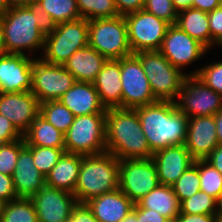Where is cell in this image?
Masks as SVG:
<instances>
[{
  "mask_svg": "<svg viewBox=\"0 0 222 222\" xmlns=\"http://www.w3.org/2000/svg\"><path fill=\"white\" fill-rule=\"evenodd\" d=\"M30 200L36 210L38 222H66L77 204L73 193L48 185L31 196Z\"/></svg>",
  "mask_w": 222,
  "mask_h": 222,
  "instance_id": "cell-15",
  "label": "cell"
},
{
  "mask_svg": "<svg viewBox=\"0 0 222 222\" xmlns=\"http://www.w3.org/2000/svg\"><path fill=\"white\" fill-rule=\"evenodd\" d=\"M23 135L16 129L13 123L0 114V144L22 139Z\"/></svg>",
  "mask_w": 222,
  "mask_h": 222,
  "instance_id": "cell-41",
  "label": "cell"
},
{
  "mask_svg": "<svg viewBox=\"0 0 222 222\" xmlns=\"http://www.w3.org/2000/svg\"><path fill=\"white\" fill-rule=\"evenodd\" d=\"M66 222H98L86 203H77Z\"/></svg>",
  "mask_w": 222,
  "mask_h": 222,
  "instance_id": "cell-42",
  "label": "cell"
},
{
  "mask_svg": "<svg viewBox=\"0 0 222 222\" xmlns=\"http://www.w3.org/2000/svg\"><path fill=\"white\" fill-rule=\"evenodd\" d=\"M152 153L185 144L188 117L171 101H157L135 109Z\"/></svg>",
  "mask_w": 222,
  "mask_h": 222,
  "instance_id": "cell-1",
  "label": "cell"
},
{
  "mask_svg": "<svg viewBox=\"0 0 222 222\" xmlns=\"http://www.w3.org/2000/svg\"><path fill=\"white\" fill-rule=\"evenodd\" d=\"M33 155L35 167L46 177L51 169L58 163L65 152V148H52L42 146H27Z\"/></svg>",
  "mask_w": 222,
  "mask_h": 222,
  "instance_id": "cell-36",
  "label": "cell"
},
{
  "mask_svg": "<svg viewBox=\"0 0 222 222\" xmlns=\"http://www.w3.org/2000/svg\"><path fill=\"white\" fill-rule=\"evenodd\" d=\"M107 61L97 50L86 46L73 53L63 64L77 82H93Z\"/></svg>",
  "mask_w": 222,
  "mask_h": 222,
  "instance_id": "cell-24",
  "label": "cell"
},
{
  "mask_svg": "<svg viewBox=\"0 0 222 222\" xmlns=\"http://www.w3.org/2000/svg\"><path fill=\"white\" fill-rule=\"evenodd\" d=\"M172 2L175 10L178 13L193 6V0H172Z\"/></svg>",
  "mask_w": 222,
  "mask_h": 222,
  "instance_id": "cell-50",
  "label": "cell"
},
{
  "mask_svg": "<svg viewBox=\"0 0 222 222\" xmlns=\"http://www.w3.org/2000/svg\"><path fill=\"white\" fill-rule=\"evenodd\" d=\"M159 183L172 186L178 178L191 166L194 159L184 144L174 145L153 153Z\"/></svg>",
  "mask_w": 222,
  "mask_h": 222,
  "instance_id": "cell-19",
  "label": "cell"
},
{
  "mask_svg": "<svg viewBox=\"0 0 222 222\" xmlns=\"http://www.w3.org/2000/svg\"><path fill=\"white\" fill-rule=\"evenodd\" d=\"M0 198L5 202L18 198L10 175L0 173Z\"/></svg>",
  "mask_w": 222,
  "mask_h": 222,
  "instance_id": "cell-43",
  "label": "cell"
},
{
  "mask_svg": "<svg viewBox=\"0 0 222 222\" xmlns=\"http://www.w3.org/2000/svg\"><path fill=\"white\" fill-rule=\"evenodd\" d=\"M153 159L119 160V189L135 204L159 185Z\"/></svg>",
  "mask_w": 222,
  "mask_h": 222,
  "instance_id": "cell-10",
  "label": "cell"
},
{
  "mask_svg": "<svg viewBox=\"0 0 222 222\" xmlns=\"http://www.w3.org/2000/svg\"><path fill=\"white\" fill-rule=\"evenodd\" d=\"M25 147V139L0 144V173L13 175L19 152Z\"/></svg>",
  "mask_w": 222,
  "mask_h": 222,
  "instance_id": "cell-37",
  "label": "cell"
},
{
  "mask_svg": "<svg viewBox=\"0 0 222 222\" xmlns=\"http://www.w3.org/2000/svg\"><path fill=\"white\" fill-rule=\"evenodd\" d=\"M26 146L65 148L64 134L40 115L23 135Z\"/></svg>",
  "mask_w": 222,
  "mask_h": 222,
  "instance_id": "cell-28",
  "label": "cell"
},
{
  "mask_svg": "<svg viewBox=\"0 0 222 222\" xmlns=\"http://www.w3.org/2000/svg\"><path fill=\"white\" fill-rule=\"evenodd\" d=\"M141 62L157 101L175 102L188 74L174 67L158 51H142L134 54Z\"/></svg>",
  "mask_w": 222,
  "mask_h": 222,
  "instance_id": "cell-6",
  "label": "cell"
},
{
  "mask_svg": "<svg viewBox=\"0 0 222 222\" xmlns=\"http://www.w3.org/2000/svg\"><path fill=\"white\" fill-rule=\"evenodd\" d=\"M143 9L170 25L176 24L178 12L175 10L172 0H145Z\"/></svg>",
  "mask_w": 222,
  "mask_h": 222,
  "instance_id": "cell-39",
  "label": "cell"
},
{
  "mask_svg": "<svg viewBox=\"0 0 222 222\" xmlns=\"http://www.w3.org/2000/svg\"><path fill=\"white\" fill-rule=\"evenodd\" d=\"M177 98L176 107L188 118L212 116L222 109V96L189 73Z\"/></svg>",
  "mask_w": 222,
  "mask_h": 222,
  "instance_id": "cell-11",
  "label": "cell"
},
{
  "mask_svg": "<svg viewBox=\"0 0 222 222\" xmlns=\"http://www.w3.org/2000/svg\"><path fill=\"white\" fill-rule=\"evenodd\" d=\"M36 8L48 27L81 18L76 0H39Z\"/></svg>",
  "mask_w": 222,
  "mask_h": 222,
  "instance_id": "cell-29",
  "label": "cell"
},
{
  "mask_svg": "<svg viewBox=\"0 0 222 222\" xmlns=\"http://www.w3.org/2000/svg\"><path fill=\"white\" fill-rule=\"evenodd\" d=\"M216 135L218 145H222V109H220L215 115Z\"/></svg>",
  "mask_w": 222,
  "mask_h": 222,
  "instance_id": "cell-49",
  "label": "cell"
},
{
  "mask_svg": "<svg viewBox=\"0 0 222 222\" xmlns=\"http://www.w3.org/2000/svg\"><path fill=\"white\" fill-rule=\"evenodd\" d=\"M120 15H126L144 8L145 0H115Z\"/></svg>",
  "mask_w": 222,
  "mask_h": 222,
  "instance_id": "cell-44",
  "label": "cell"
},
{
  "mask_svg": "<svg viewBox=\"0 0 222 222\" xmlns=\"http://www.w3.org/2000/svg\"><path fill=\"white\" fill-rule=\"evenodd\" d=\"M190 75H196L206 86L222 96V60L190 72Z\"/></svg>",
  "mask_w": 222,
  "mask_h": 222,
  "instance_id": "cell-38",
  "label": "cell"
},
{
  "mask_svg": "<svg viewBox=\"0 0 222 222\" xmlns=\"http://www.w3.org/2000/svg\"><path fill=\"white\" fill-rule=\"evenodd\" d=\"M88 20L80 18L48 28L41 59L49 64L63 65L77 50L88 46Z\"/></svg>",
  "mask_w": 222,
  "mask_h": 222,
  "instance_id": "cell-5",
  "label": "cell"
},
{
  "mask_svg": "<svg viewBox=\"0 0 222 222\" xmlns=\"http://www.w3.org/2000/svg\"><path fill=\"white\" fill-rule=\"evenodd\" d=\"M119 188V159L111 153L83 156L75 187L77 203Z\"/></svg>",
  "mask_w": 222,
  "mask_h": 222,
  "instance_id": "cell-4",
  "label": "cell"
},
{
  "mask_svg": "<svg viewBox=\"0 0 222 222\" xmlns=\"http://www.w3.org/2000/svg\"><path fill=\"white\" fill-rule=\"evenodd\" d=\"M82 157L80 154L64 152L45 177L46 185L74 193Z\"/></svg>",
  "mask_w": 222,
  "mask_h": 222,
  "instance_id": "cell-25",
  "label": "cell"
},
{
  "mask_svg": "<svg viewBox=\"0 0 222 222\" xmlns=\"http://www.w3.org/2000/svg\"><path fill=\"white\" fill-rule=\"evenodd\" d=\"M219 213L222 215V199L221 201L219 202Z\"/></svg>",
  "mask_w": 222,
  "mask_h": 222,
  "instance_id": "cell-58",
  "label": "cell"
},
{
  "mask_svg": "<svg viewBox=\"0 0 222 222\" xmlns=\"http://www.w3.org/2000/svg\"><path fill=\"white\" fill-rule=\"evenodd\" d=\"M165 222H180L178 217L175 218H167Z\"/></svg>",
  "mask_w": 222,
  "mask_h": 222,
  "instance_id": "cell-56",
  "label": "cell"
},
{
  "mask_svg": "<svg viewBox=\"0 0 222 222\" xmlns=\"http://www.w3.org/2000/svg\"><path fill=\"white\" fill-rule=\"evenodd\" d=\"M208 21L211 35V48L216 44L222 47V5L208 12Z\"/></svg>",
  "mask_w": 222,
  "mask_h": 222,
  "instance_id": "cell-40",
  "label": "cell"
},
{
  "mask_svg": "<svg viewBox=\"0 0 222 222\" xmlns=\"http://www.w3.org/2000/svg\"><path fill=\"white\" fill-rule=\"evenodd\" d=\"M10 7L36 6L39 0H8Z\"/></svg>",
  "mask_w": 222,
  "mask_h": 222,
  "instance_id": "cell-51",
  "label": "cell"
},
{
  "mask_svg": "<svg viewBox=\"0 0 222 222\" xmlns=\"http://www.w3.org/2000/svg\"><path fill=\"white\" fill-rule=\"evenodd\" d=\"M74 116L106 113L99 94L91 82H77L59 99Z\"/></svg>",
  "mask_w": 222,
  "mask_h": 222,
  "instance_id": "cell-21",
  "label": "cell"
},
{
  "mask_svg": "<svg viewBox=\"0 0 222 222\" xmlns=\"http://www.w3.org/2000/svg\"><path fill=\"white\" fill-rule=\"evenodd\" d=\"M219 202L206 192L198 191L180 203V212L186 214L217 215Z\"/></svg>",
  "mask_w": 222,
  "mask_h": 222,
  "instance_id": "cell-34",
  "label": "cell"
},
{
  "mask_svg": "<svg viewBox=\"0 0 222 222\" xmlns=\"http://www.w3.org/2000/svg\"><path fill=\"white\" fill-rule=\"evenodd\" d=\"M75 83L76 79L63 65L46 63L40 57L34 59L31 92L40 103L58 100Z\"/></svg>",
  "mask_w": 222,
  "mask_h": 222,
  "instance_id": "cell-12",
  "label": "cell"
},
{
  "mask_svg": "<svg viewBox=\"0 0 222 222\" xmlns=\"http://www.w3.org/2000/svg\"><path fill=\"white\" fill-rule=\"evenodd\" d=\"M217 215L179 213L180 222H216Z\"/></svg>",
  "mask_w": 222,
  "mask_h": 222,
  "instance_id": "cell-46",
  "label": "cell"
},
{
  "mask_svg": "<svg viewBox=\"0 0 222 222\" xmlns=\"http://www.w3.org/2000/svg\"><path fill=\"white\" fill-rule=\"evenodd\" d=\"M176 25L208 50L211 48L208 12L192 7L180 11L177 16Z\"/></svg>",
  "mask_w": 222,
  "mask_h": 222,
  "instance_id": "cell-26",
  "label": "cell"
},
{
  "mask_svg": "<svg viewBox=\"0 0 222 222\" xmlns=\"http://www.w3.org/2000/svg\"><path fill=\"white\" fill-rule=\"evenodd\" d=\"M92 83L106 109L121 108V59L107 60Z\"/></svg>",
  "mask_w": 222,
  "mask_h": 222,
  "instance_id": "cell-22",
  "label": "cell"
},
{
  "mask_svg": "<svg viewBox=\"0 0 222 222\" xmlns=\"http://www.w3.org/2000/svg\"><path fill=\"white\" fill-rule=\"evenodd\" d=\"M120 222H137V203L133 209Z\"/></svg>",
  "mask_w": 222,
  "mask_h": 222,
  "instance_id": "cell-52",
  "label": "cell"
},
{
  "mask_svg": "<svg viewBox=\"0 0 222 222\" xmlns=\"http://www.w3.org/2000/svg\"><path fill=\"white\" fill-rule=\"evenodd\" d=\"M5 203L6 202L0 198V216H1L2 212H3Z\"/></svg>",
  "mask_w": 222,
  "mask_h": 222,
  "instance_id": "cell-55",
  "label": "cell"
},
{
  "mask_svg": "<svg viewBox=\"0 0 222 222\" xmlns=\"http://www.w3.org/2000/svg\"><path fill=\"white\" fill-rule=\"evenodd\" d=\"M216 222H222V215L220 213L216 216Z\"/></svg>",
  "mask_w": 222,
  "mask_h": 222,
  "instance_id": "cell-57",
  "label": "cell"
},
{
  "mask_svg": "<svg viewBox=\"0 0 222 222\" xmlns=\"http://www.w3.org/2000/svg\"><path fill=\"white\" fill-rule=\"evenodd\" d=\"M184 145L194 160H204L218 146L214 115L188 118Z\"/></svg>",
  "mask_w": 222,
  "mask_h": 222,
  "instance_id": "cell-18",
  "label": "cell"
},
{
  "mask_svg": "<svg viewBox=\"0 0 222 222\" xmlns=\"http://www.w3.org/2000/svg\"><path fill=\"white\" fill-rule=\"evenodd\" d=\"M88 45L107 60H119L132 55L128 28L123 15L113 18L88 20Z\"/></svg>",
  "mask_w": 222,
  "mask_h": 222,
  "instance_id": "cell-8",
  "label": "cell"
},
{
  "mask_svg": "<svg viewBox=\"0 0 222 222\" xmlns=\"http://www.w3.org/2000/svg\"><path fill=\"white\" fill-rule=\"evenodd\" d=\"M137 203L142 208L154 210L166 218H175L180 213V201L172 186L159 184Z\"/></svg>",
  "mask_w": 222,
  "mask_h": 222,
  "instance_id": "cell-27",
  "label": "cell"
},
{
  "mask_svg": "<svg viewBox=\"0 0 222 222\" xmlns=\"http://www.w3.org/2000/svg\"><path fill=\"white\" fill-rule=\"evenodd\" d=\"M0 114L24 135L40 114V102L31 91L0 93Z\"/></svg>",
  "mask_w": 222,
  "mask_h": 222,
  "instance_id": "cell-16",
  "label": "cell"
},
{
  "mask_svg": "<svg viewBox=\"0 0 222 222\" xmlns=\"http://www.w3.org/2000/svg\"><path fill=\"white\" fill-rule=\"evenodd\" d=\"M17 197L30 198L45 185V176L35 167L31 150L25 147L19 152L12 175Z\"/></svg>",
  "mask_w": 222,
  "mask_h": 222,
  "instance_id": "cell-20",
  "label": "cell"
},
{
  "mask_svg": "<svg viewBox=\"0 0 222 222\" xmlns=\"http://www.w3.org/2000/svg\"><path fill=\"white\" fill-rule=\"evenodd\" d=\"M204 160L222 174V145L214 148Z\"/></svg>",
  "mask_w": 222,
  "mask_h": 222,
  "instance_id": "cell-47",
  "label": "cell"
},
{
  "mask_svg": "<svg viewBox=\"0 0 222 222\" xmlns=\"http://www.w3.org/2000/svg\"><path fill=\"white\" fill-rule=\"evenodd\" d=\"M98 222H120L133 209L134 203L118 188L86 202Z\"/></svg>",
  "mask_w": 222,
  "mask_h": 222,
  "instance_id": "cell-23",
  "label": "cell"
},
{
  "mask_svg": "<svg viewBox=\"0 0 222 222\" xmlns=\"http://www.w3.org/2000/svg\"><path fill=\"white\" fill-rule=\"evenodd\" d=\"M106 152L119 160L150 159L153 153L135 109H106Z\"/></svg>",
  "mask_w": 222,
  "mask_h": 222,
  "instance_id": "cell-2",
  "label": "cell"
},
{
  "mask_svg": "<svg viewBox=\"0 0 222 222\" xmlns=\"http://www.w3.org/2000/svg\"><path fill=\"white\" fill-rule=\"evenodd\" d=\"M199 171L200 191L206 192L218 202L222 199V174L205 160H194Z\"/></svg>",
  "mask_w": 222,
  "mask_h": 222,
  "instance_id": "cell-32",
  "label": "cell"
},
{
  "mask_svg": "<svg viewBox=\"0 0 222 222\" xmlns=\"http://www.w3.org/2000/svg\"><path fill=\"white\" fill-rule=\"evenodd\" d=\"M81 18L87 20L120 16L115 0H76Z\"/></svg>",
  "mask_w": 222,
  "mask_h": 222,
  "instance_id": "cell-33",
  "label": "cell"
},
{
  "mask_svg": "<svg viewBox=\"0 0 222 222\" xmlns=\"http://www.w3.org/2000/svg\"><path fill=\"white\" fill-rule=\"evenodd\" d=\"M5 53L44 49L48 26L36 6L10 7L1 17Z\"/></svg>",
  "mask_w": 222,
  "mask_h": 222,
  "instance_id": "cell-3",
  "label": "cell"
},
{
  "mask_svg": "<svg viewBox=\"0 0 222 222\" xmlns=\"http://www.w3.org/2000/svg\"><path fill=\"white\" fill-rule=\"evenodd\" d=\"M39 115L63 134L70 128L75 119L73 113L59 100L40 103Z\"/></svg>",
  "mask_w": 222,
  "mask_h": 222,
  "instance_id": "cell-30",
  "label": "cell"
},
{
  "mask_svg": "<svg viewBox=\"0 0 222 222\" xmlns=\"http://www.w3.org/2000/svg\"><path fill=\"white\" fill-rule=\"evenodd\" d=\"M4 53H5V46H4L2 22L0 17V55Z\"/></svg>",
  "mask_w": 222,
  "mask_h": 222,
  "instance_id": "cell-54",
  "label": "cell"
},
{
  "mask_svg": "<svg viewBox=\"0 0 222 222\" xmlns=\"http://www.w3.org/2000/svg\"><path fill=\"white\" fill-rule=\"evenodd\" d=\"M0 222H38L36 210L30 198L18 197L6 202Z\"/></svg>",
  "mask_w": 222,
  "mask_h": 222,
  "instance_id": "cell-31",
  "label": "cell"
},
{
  "mask_svg": "<svg viewBox=\"0 0 222 222\" xmlns=\"http://www.w3.org/2000/svg\"><path fill=\"white\" fill-rule=\"evenodd\" d=\"M159 51L174 67L182 70L209 50L174 24L168 27Z\"/></svg>",
  "mask_w": 222,
  "mask_h": 222,
  "instance_id": "cell-14",
  "label": "cell"
},
{
  "mask_svg": "<svg viewBox=\"0 0 222 222\" xmlns=\"http://www.w3.org/2000/svg\"><path fill=\"white\" fill-rule=\"evenodd\" d=\"M167 218L158 212L142 208L137 203V222H165Z\"/></svg>",
  "mask_w": 222,
  "mask_h": 222,
  "instance_id": "cell-45",
  "label": "cell"
},
{
  "mask_svg": "<svg viewBox=\"0 0 222 222\" xmlns=\"http://www.w3.org/2000/svg\"><path fill=\"white\" fill-rule=\"evenodd\" d=\"M180 203L200 191V177L197 166L193 163L172 185Z\"/></svg>",
  "mask_w": 222,
  "mask_h": 222,
  "instance_id": "cell-35",
  "label": "cell"
},
{
  "mask_svg": "<svg viewBox=\"0 0 222 222\" xmlns=\"http://www.w3.org/2000/svg\"><path fill=\"white\" fill-rule=\"evenodd\" d=\"M121 108L136 109L157 102L140 60L134 55L121 58Z\"/></svg>",
  "mask_w": 222,
  "mask_h": 222,
  "instance_id": "cell-13",
  "label": "cell"
},
{
  "mask_svg": "<svg viewBox=\"0 0 222 222\" xmlns=\"http://www.w3.org/2000/svg\"><path fill=\"white\" fill-rule=\"evenodd\" d=\"M106 113L75 116L64 134L65 152L83 156L106 152Z\"/></svg>",
  "mask_w": 222,
  "mask_h": 222,
  "instance_id": "cell-7",
  "label": "cell"
},
{
  "mask_svg": "<svg viewBox=\"0 0 222 222\" xmlns=\"http://www.w3.org/2000/svg\"><path fill=\"white\" fill-rule=\"evenodd\" d=\"M10 8L8 0H0V17H2Z\"/></svg>",
  "mask_w": 222,
  "mask_h": 222,
  "instance_id": "cell-53",
  "label": "cell"
},
{
  "mask_svg": "<svg viewBox=\"0 0 222 222\" xmlns=\"http://www.w3.org/2000/svg\"><path fill=\"white\" fill-rule=\"evenodd\" d=\"M27 55H0V93L31 91L34 58Z\"/></svg>",
  "mask_w": 222,
  "mask_h": 222,
  "instance_id": "cell-17",
  "label": "cell"
},
{
  "mask_svg": "<svg viewBox=\"0 0 222 222\" xmlns=\"http://www.w3.org/2000/svg\"><path fill=\"white\" fill-rule=\"evenodd\" d=\"M133 54L158 51L170 24L144 9L124 15Z\"/></svg>",
  "mask_w": 222,
  "mask_h": 222,
  "instance_id": "cell-9",
  "label": "cell"
},
{
  "mask_svg": "<svg viewBox=\"0 0 222 222\" xmlns=\"http://www.w3.org/2000/svg\"><path fill=\"white\" fill-rule=\"evenodd\" d=\"M219 6H221V0H193L192 8L210 12Z\"/></svg>",
  "mask_w": 222,
  "mask_h": 222,
  "instance_id": "cell-48",
  "label": "cell"
}]
</instances>
